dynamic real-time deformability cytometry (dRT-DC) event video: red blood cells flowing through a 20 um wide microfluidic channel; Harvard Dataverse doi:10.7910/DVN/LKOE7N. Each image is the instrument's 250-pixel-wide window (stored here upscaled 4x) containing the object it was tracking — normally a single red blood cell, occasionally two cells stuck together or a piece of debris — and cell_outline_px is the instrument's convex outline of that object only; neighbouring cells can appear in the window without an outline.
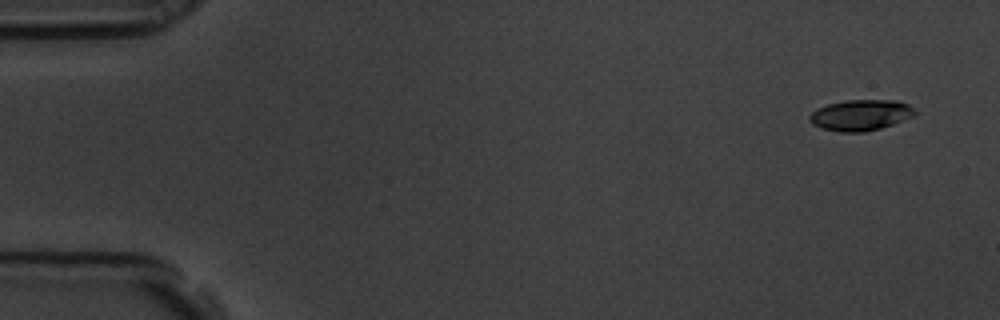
{"species": "common noctule bat (a hibernating species)", "species_latin": "Nyctalus noctula", "temperature_condition": "room temperature", "stored_images_in_passage": 4, "camera_frame_rate_fps": 3000, "um_per_image_px": 0.085, "animal": {"sex": "male", "body_mass_g": 19.5, "forearm_length_mm": 54.6}, "frame": {"image": 1, "passage_image": 1, "time_ms": 0.0, "image_size_px": [1000, 320], "cell_outline_px": [[916, 112], [912, 116], [904, 120], [880, 128], [864, 132], [840, 132], [820, 128], [812, 124], [808, 120], [808, 116], [816, 108], [828, 104], [844, 100], [896, 100], [908, 104]], "centroid_in_image_um": [73.1, 9.78], "position_along_channel_um": 11.9, "area_um2": 19.02}}